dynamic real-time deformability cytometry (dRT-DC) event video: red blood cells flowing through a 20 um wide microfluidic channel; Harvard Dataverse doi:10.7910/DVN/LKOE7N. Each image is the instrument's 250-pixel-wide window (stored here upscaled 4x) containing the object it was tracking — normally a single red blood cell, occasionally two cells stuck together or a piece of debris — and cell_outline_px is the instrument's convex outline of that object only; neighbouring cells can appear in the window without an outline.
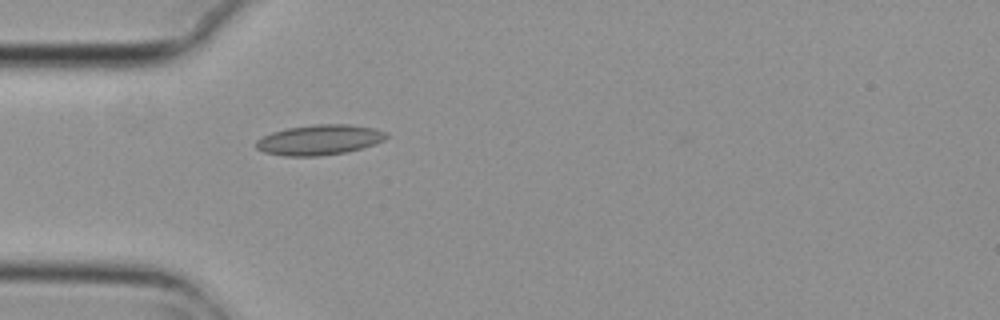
{"species": "common noctule bat (a hibernating species)", "species_latin": "Nyctalus noctula", "temperature_condition": "cold", "stored_images_in_passage": 1, "camera_frame_rate_fps": 3000, "um_per_image_px": 0.085, "animal": {"sex": "female", "body_mass_g": 29.2, "forearm_length_mm": 56.3}, "frame": {"image": 1, "passage_image": 1, "time_ms": 0.0, "image_size_px": [1000, 320], "cell_outline_px": [[388, 136], [384, 140], [376, 144], [348, 152], [320, 156], [284, 156], [264, 152], [256, 148], [256, 140], [272, 132], [288, 128], [316, 124], [352, 124], [376, 128], [388, 132]], "centroid_in_image_um": [27.2, 11.88], "position_along_channel_um": 57.8, "area_um2": 23.18}}